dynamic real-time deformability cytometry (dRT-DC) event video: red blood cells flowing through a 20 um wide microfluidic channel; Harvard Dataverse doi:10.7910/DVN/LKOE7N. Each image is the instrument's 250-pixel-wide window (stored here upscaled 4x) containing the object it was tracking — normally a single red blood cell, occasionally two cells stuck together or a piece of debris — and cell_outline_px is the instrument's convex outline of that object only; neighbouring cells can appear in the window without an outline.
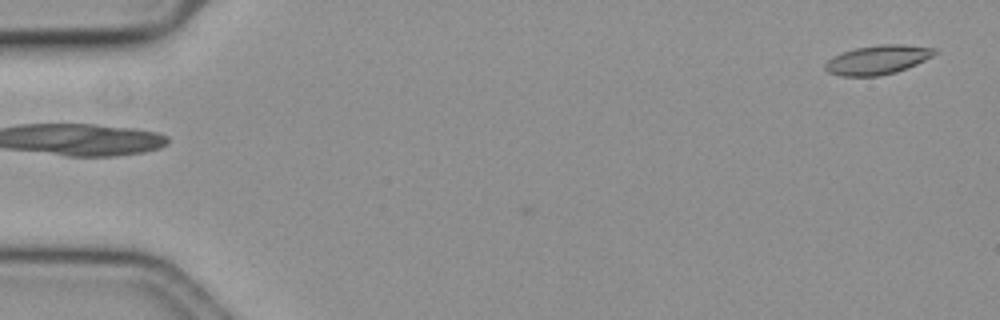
{"species": "common noctule bat (a hibernating species)", "species_latin": "Nyctalus noctula", "temperature_condition": "cold", "stored_images_in_passage": 3, "camera_frame_rate_fps": 3000, "um_per_image_px": 0.085, "animal": {"sex": "female", "body_mass_g": 19.3, "forearm_length_mm": 54.1}, "frame": {"image": 1, "passage_image": 3, "time_ms": 0.667, "image_size_px": [1000, 320], "cell_outline_px": [[936, 52], [932, 56], [916, 64], [896, 72], [880, 76], [840, 76], [828, 72], [824, 68], [824, 64], [832, 56], [856, 48], [880, 44], [904, 44], [936, 48]], "centroid_in_image_um": [74.58, 5.08], "position_along_channel_um": 10.4, "area_um2": 18.55}}